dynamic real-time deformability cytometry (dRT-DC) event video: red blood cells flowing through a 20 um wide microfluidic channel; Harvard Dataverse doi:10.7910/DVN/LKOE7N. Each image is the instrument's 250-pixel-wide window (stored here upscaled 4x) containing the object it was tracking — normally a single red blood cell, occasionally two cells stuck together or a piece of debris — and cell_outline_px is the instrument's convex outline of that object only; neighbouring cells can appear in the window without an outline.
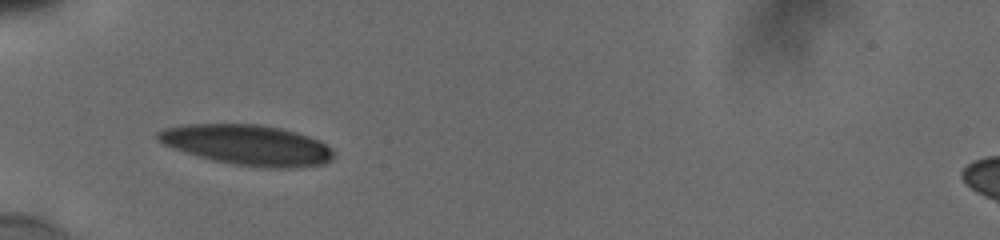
{"species": "human", "species_latin": "Homo sapiens", "temperature_condition": "cold", "stored_images_in_passage": 7, "camera_frame_rate_fps": 3000, "um_per_image_px": 0.085, "donor": {"sex": "male"}, "frame": {"image": 1, "passage_image": 1, "time_ms": 0.0, "image_size_px": [1000, 240], "cell_outline_px": [[332, 160], [324, 164], [300, 168], [260, 168], [212, 160], [164, 144], [156, 140], [156, 132], [164, 128], [184, 124], [260, 124], [280, 128], [296, 132], [320, 140], [332, 148]], "centroid_in_image_um": [21.07, 12.32], "position_along_channel_um": 63.9, "area_um2": 41.38}}